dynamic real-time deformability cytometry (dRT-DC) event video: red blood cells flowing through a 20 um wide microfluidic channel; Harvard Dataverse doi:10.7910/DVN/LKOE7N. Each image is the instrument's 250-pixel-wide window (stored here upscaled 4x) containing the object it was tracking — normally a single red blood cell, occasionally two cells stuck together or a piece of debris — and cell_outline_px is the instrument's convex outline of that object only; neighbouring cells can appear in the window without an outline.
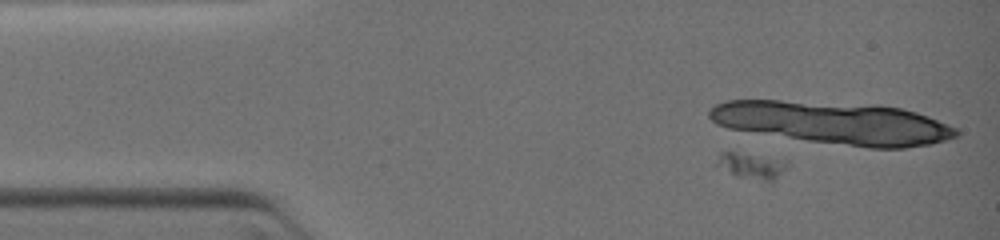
{"species": "common noctule bat (a hibernating species)", "species_latin": "Nyctalus noctula", "temperature_condition": "warm", "stored_images_in_passage": 18, "camera_frame_rate_fps": 3000, "um_per_image_px": 0.085, "animal": {"sex": "female", "body_mass_g": 19.0, "forearm_length_mm": 51.5}, "frame": {"image": 1, "passage_image": 13, "time_ms": 2.0, "image_size_px": [1000, 240], "cell_outline_px": [[788, 168], [772, 184], [732, 172], [716, 164], [720, 152], [736, 152], [788, 160]], "centroid_in_image_um": [64.04, 14.09], "position_along_channel_um": 21.0, "area_um2": 10.46}}